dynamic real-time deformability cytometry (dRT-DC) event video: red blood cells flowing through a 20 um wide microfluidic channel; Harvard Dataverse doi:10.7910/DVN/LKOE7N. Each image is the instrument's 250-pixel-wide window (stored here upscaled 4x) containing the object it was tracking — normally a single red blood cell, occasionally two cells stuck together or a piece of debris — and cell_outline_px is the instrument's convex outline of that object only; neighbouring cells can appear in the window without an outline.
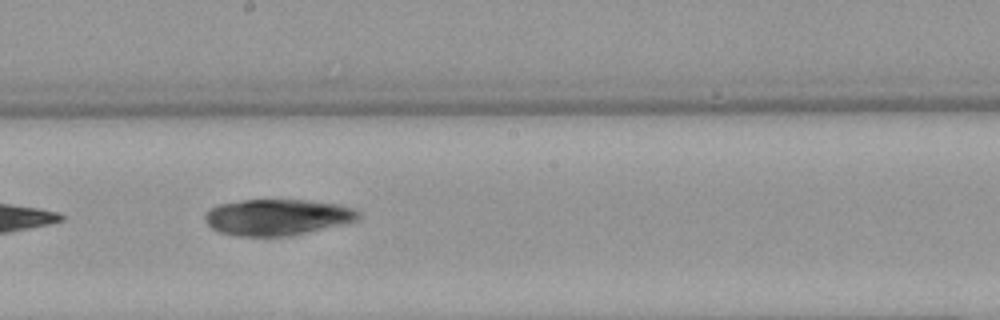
{"species": "Egyptian fruit bat (a non-hibernating species)", "species_latin": "Rousettus aegyptiacus", "temperature_condition": "warm", "stored_images_in_passage": 5, "camera_frame_rate_fps": 3000, "um_per_image_px": 0.085, "animal": {"sex": "female"}, "frame": {"image": 1, "passage_image": 5, "time_ms": 4.667, "image_size_px": [1000, 320], "cell_outline_px": [[360, 216], [356, 220], [348, 224], [292, 236], [236, 236], [220, 232], [212, 228], [204, 220], [204, 216], [208, 208], [216, 204], [244, 200], [304, 200], [336, 204], [356, 208], [360, 212]], "centroid_in_image_um": [23.59, 18.47], "position_along_channel_um": 224.6, "area_um2": 32.83}}